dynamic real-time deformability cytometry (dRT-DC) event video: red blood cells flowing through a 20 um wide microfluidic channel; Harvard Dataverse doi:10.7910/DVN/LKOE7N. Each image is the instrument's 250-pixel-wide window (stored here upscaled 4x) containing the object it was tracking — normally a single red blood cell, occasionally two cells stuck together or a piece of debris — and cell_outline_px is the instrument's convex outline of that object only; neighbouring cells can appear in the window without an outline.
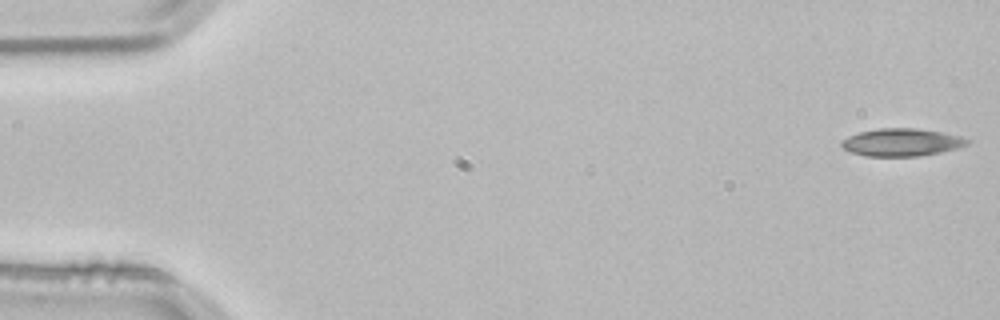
{"species": "common noctule bat (a hibernating species)", "species_latin": "Nyctalus noctula", "temperature_condition": "room temperature", "stored_images_in_passage": 53, "camera_frame_rate_fps": 3000, "um_per_image_px": 0.085, "animal": {"sex": "male", "body_mass_g": 21.5, "forearm_length_mm": 52.0}, "frame": {"image": 1, "passage_image": 1, "time_ms": 0.0, "image_size_px": [1000, 320], "cell_outline_px": [[968, 144], [956, 148], [940, 152], [920, 156], [864, 156], [848, 152], [840, 144], [840, 140], [848, 136], [860, 132], [880, 128], [916, 128], [940, 132], [960, 136], [968, 140]], "centroid_in_image_um": [76.57, 12.1], "position_along_channel_um": 8.4, "area_um2": 20.17}}
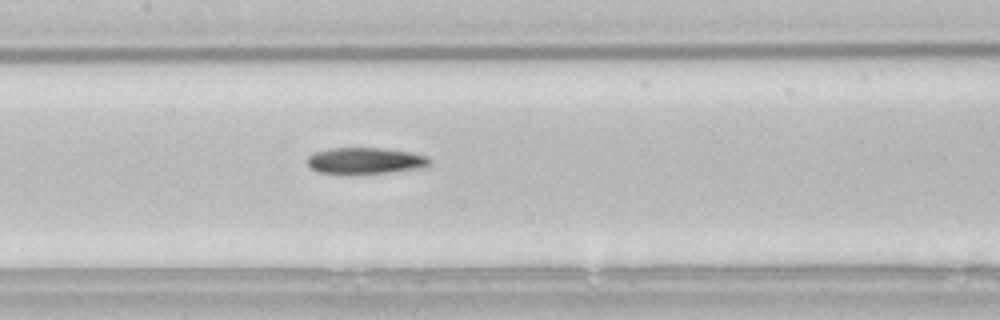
{"frame": {"image": 2, "passage_image": 25, "time_ms": 8.0, "image_size_px": [1000, 320], "cell_outline_px": [[432, 164], [424, 168], [388, 172], [348, 176], [316, 172], [308, 164], [308, 156], [316, 152], [332, 148], [380, 148], [408, 152], [424, 156]], "centroid_in_image_um": [31.0, 13.7], "position_along_channel_um": 176.4, "area_um2": 19.07}}
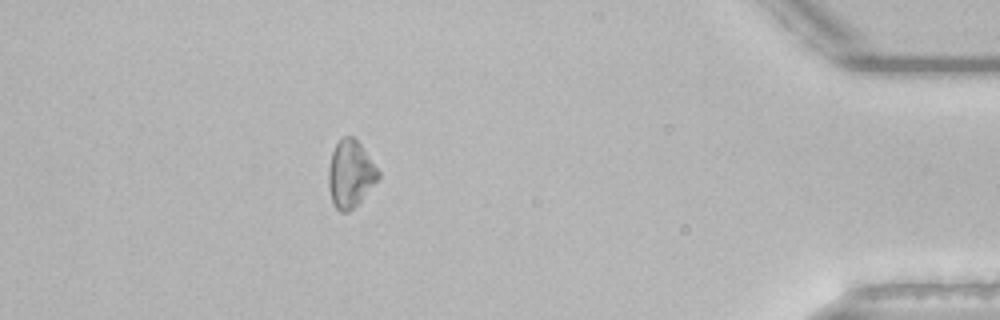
{"frame": {"image": 3, "passage_image": 47, "time_ms": 15.333, "image_size_px": [1000, 320], "cell_outline_px": [[380, 176], [360, 200], [348, 212], [340, 212], [332, 204], [328, 188], [328, 168], [332, 152], [336, 144], [344, 136], [352, 136], [360, 144], [380, 172]], "centroid_in_image_um": [29.75, 14.79], "position_along_channel_um": 405.5, "area_um2": 19.19}, "authors_computed_cell_mechanics": {"area_um2": 19.4786, "velocity_mm_per_s": 3.8152, "shape_relaxation_time_tau1_ms": 9.6423, "shape_relaxation_time_tau2_ms": null, "deformation_change_tau1": 0.1481, "deformation_change_tau2": null}}